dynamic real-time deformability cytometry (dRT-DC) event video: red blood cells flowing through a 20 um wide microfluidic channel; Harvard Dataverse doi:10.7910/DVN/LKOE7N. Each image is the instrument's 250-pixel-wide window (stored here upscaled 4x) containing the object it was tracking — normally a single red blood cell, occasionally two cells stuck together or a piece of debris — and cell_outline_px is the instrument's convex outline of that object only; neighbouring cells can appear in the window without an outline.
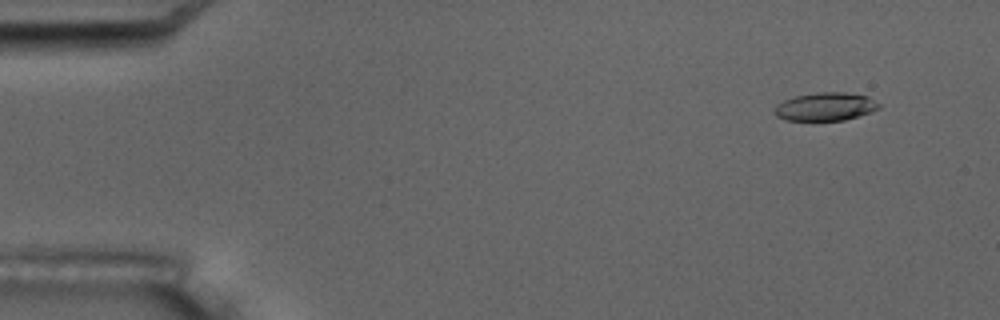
{"species": "common noctule bat (a hibernating species)", "species_latin": "Nyctalus noctula", "temperature_condition": "room temperature", "stored_images_in_passage": 10, "camera_frame_rate_fps": 3000, "um_per_image_px": 0.085, "animal": {"sex": "male", "body_mass_g": 17.5, "forearm_length_mm": 52.3}, "frame": {"image": 1, "passage_image": 1, "time_ms": 0.0, "image_size_px": [1000, 320], "cell_outline_px": [[880, 108], [844, 120], [788, 120], [776, 116], [772, 112], [776, 104], [784, 100], [796, 96], [816, 92], [844, 92], [868, 96], [880, 104]], "centroid_in_image_um": [70.12, 9.05], "position_along_channel_um": 14.9, "area_um2": 17.05}}